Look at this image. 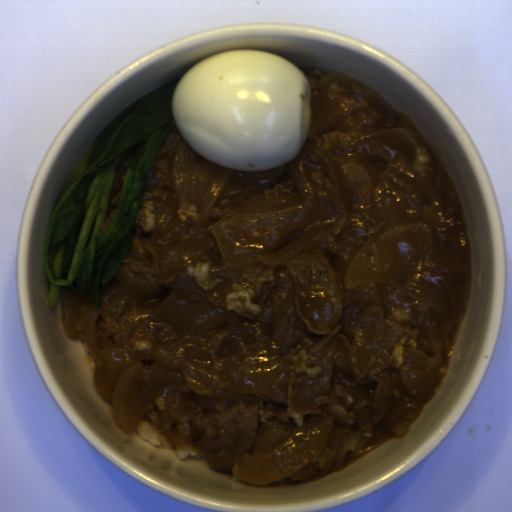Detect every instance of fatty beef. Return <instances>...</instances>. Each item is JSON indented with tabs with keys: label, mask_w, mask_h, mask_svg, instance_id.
<instances>
[{
	"label": "fatty beef",
	"mask_w": 512,
	"mask_h": 512,
	"mask_svg": "<svg viewBox=\"0 0 512 512\" xmlns=\"http://www.w3.org/2000/svg\"><path fill=\"white\" fill-rule=\"evenodd\" d=\"M255 291L235 283L233 289L225 294L226 312L242 315H260L263 311L254 302Z\"/></svg>",
	"instance_id": "1"
},
{
	"label": "fatty beef",
	"mask_w": 512,
	"mask_h": 512,
	"mask_svg": "<svg viewBox=\"0 0 512 512\" xmlns=\"http://www.w3.org/2000/svg\"><path fill=\"white\" fill-rule=\"evenodd\" d=\"M153 200H146L141 203L136 222L146 233H152L156 228V215H154Z\"/></svg>",
	"instance_id": "3"
},
{
	"label": "fatty beef",
	"mask_w": 512,
	"mask_h": 512,
	"mask_svg": "<svg viewBox=\"0 0 512 512\" xmlns=\"http://www.w3.org/2000/svg\"><path fill=\"white\" fill-rule=\"evenodd\" d=\"M415 157L411 165L414 172L426 173L432 166V158L424 145L414 146Z\"/></svg>",
	"instance_id": "5"
},
{
	"label": "fatty beef",
	"mask_w": 512,
	"mask_h": 512,
	"mask_svg": "<svg viewBox=\"0 0 512 512\" xmlns=\"http://www.w3.org/2000/svg\"><path fill=\"white\" fill-rule=\"evenodd\" d=\"M408 338V335H405L401 340L395 342L392 346L390 354L395 358L397 362L396 366L394 367L396 369H399L404 362L403 349Z\"/></svg>",
	"instance_id": "7"
},
{
	"label": "fatty beef",
	"mask_w": 512,
	"mask_h": 512,
	"mask_svg": "<svg viewBox=\"0 0 512 512\" xmlns=\"http://www.w3.org/2000/svg\"><path fill=\"white\" fill-rule=\"evenodd\" d=\"M308 355L304 348H300L295 357L292 358V362L297 365V368H294L296 372H301L306 374L307 379L310 381H315L317 375L322 371L321 366L314 365L312 367H308Z\"/></svg>",
	"instance_id": "4"
},
{
	"label": "fatty beef",
	"mask_w": 512,
	"mask_h": 512,
	"mask_svg": "<svg viewBox=\"0 0 512 512\" xmlns=\"http://www.w3.org/2000/svg\"><path fill=\"white\" fill-rule=\"evenodd\" d=\"M286 412L288 416L295 422L297 428H304L305 418L304 414L297 413L294 411L292 407V388L288 387L286 402H285Z\"/></svg>",
	"instance_id": "6"
},
{
	"label": "fatty beef",
	"mask_w": 512,
	"mask_h": 512,
	"mask_svg": "<svg viewBox=\"0 0 512 512\" xmlns=\"http://www.w3.org/2000/svg\"><path fill=\"white\" fill-rule=\"evenodd\" d=\"M210 264L211 261H196L195 264H186L185 267V274L192 277L196 284L205 291L215 288L220 281L224 280L211 277Z\"/></svg>",
	"instance_id": "2"
}]
</instances>
